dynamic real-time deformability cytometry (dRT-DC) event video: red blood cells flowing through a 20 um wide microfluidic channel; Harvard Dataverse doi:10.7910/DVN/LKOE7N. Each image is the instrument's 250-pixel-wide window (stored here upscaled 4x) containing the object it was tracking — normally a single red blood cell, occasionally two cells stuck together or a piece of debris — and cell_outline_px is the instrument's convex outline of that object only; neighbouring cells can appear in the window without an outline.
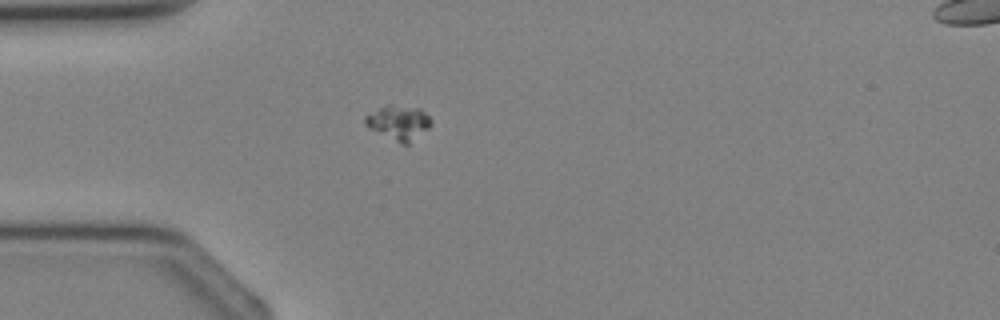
{"species": "Egyptian fruit bat (a non-hibernating species)", "species_latin": "Rousettus aegyptiacus", "temperature_condition": "cold", "stored_images_in_passage": 1, "camera_frame_rate_fps": 3000, "um_per_image_px": 0.085, "animal": {"sex": "female"}, "frame": {"image": 1, "passage_image": 1, "time_ms": 0.0, "image_size_px": [1000, 320], "cell_outline_px": [[432, 124], [428, 128], [408, 144], [400, 144], [368, 128], [364, 124], [364, 116], [384, 104], [392, 104], [420, 108], [432, 120]], "centroid_in_image_um": [33.84, 10.4], "position_along_channel_um": 51.2, "area_um2": 13.47}}